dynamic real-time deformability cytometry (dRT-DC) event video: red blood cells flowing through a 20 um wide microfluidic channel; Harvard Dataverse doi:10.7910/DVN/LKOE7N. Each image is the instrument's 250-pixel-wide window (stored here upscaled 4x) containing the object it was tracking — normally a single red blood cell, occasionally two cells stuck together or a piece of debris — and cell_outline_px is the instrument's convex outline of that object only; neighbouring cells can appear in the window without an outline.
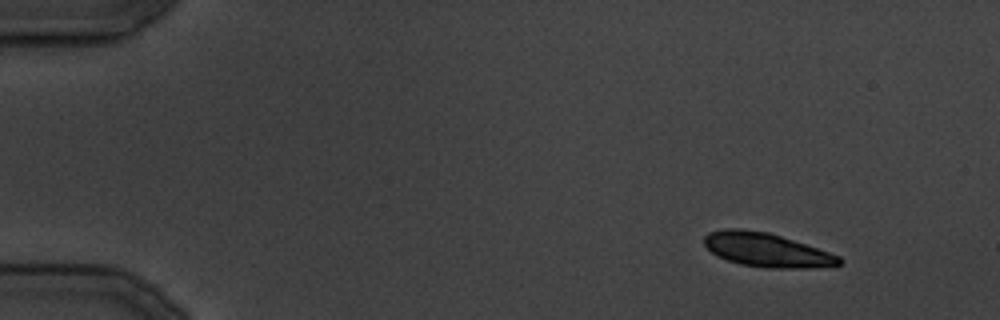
{"species": "common noctule bat (a hibernating species)", "species_latin": "Nyctalus noctula", "temperature_condition": "cold", "stored_images_in_passage": 10, "camera_frame_rate_fps": 3000, "um_per_image_px": 0.085, "animal": {"sex": "male", "body_mass_g": 19.5, "forearm_length_mm": 54.6}, "frame": {"image": 1, "passage_image": 1, "time_ms": 0.0, "image_size_px": [1000, 320], "cell_outline_px": [[844, 260], [840, 264], [812, 268], [768, 268], [740, 264], [716, 256], [704, 244], [704, 236], [708, 232], [724, 228], [740, 228], [768, 232], [840, 256]], "centroid_in_image_um": [65.12, 21.24], "position_along_channel_um": 19.9, "area_um2": 26.53}}